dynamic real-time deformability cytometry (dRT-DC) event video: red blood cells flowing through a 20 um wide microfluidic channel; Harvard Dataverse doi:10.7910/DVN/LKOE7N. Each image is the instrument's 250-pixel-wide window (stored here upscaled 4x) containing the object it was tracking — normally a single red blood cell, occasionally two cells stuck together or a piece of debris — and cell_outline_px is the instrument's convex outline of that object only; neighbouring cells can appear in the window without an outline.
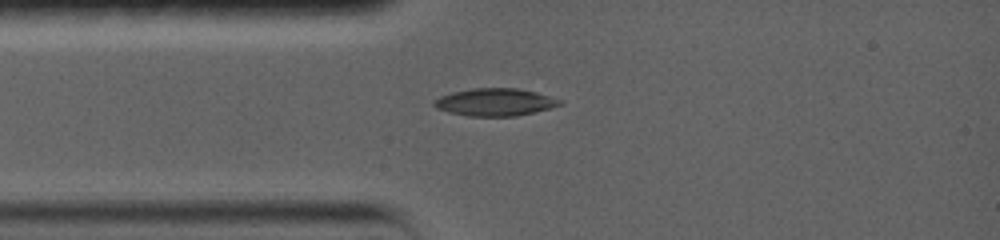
{"species": "common noctule bat (a hibernating species)", "species_latin": "Nyctalus noctula", "temperature_condition": "warm", "stored_images_in_passage": 29, "camera_frame_rate_fps": 5000, "um_per_image_px": 0.085, "animal": {"sex": "female", "body_mass_g": 19.0, "forearm_length_mm": 56.7}, "frame": {"image": 1, "passage_image": 1, "time_ms": 0.0, "image_size_px": [1000, 240], "cell_outline_px": [[564, 104], [516, 116], [468, 116], [448, 112], [436, 108], [432, 104], [432, 100], [440, 96], [452, 92], [472, 88], [520, 88], [536, 92], [560, 100]], "centroid_in_image_um": [42.02, 8.67], "position_along_channel_um": 43.0, "area_um2": 20.11}}
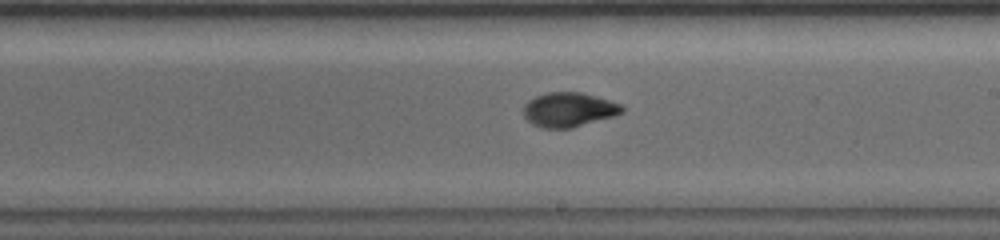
{"frame": {"image": 2, "passage_image": 13, "time_ms": 5.4, "image_size_px": [1000, 240], "cell_outline_px": [[624, 112], [612, 116], [572, 128], [544, 128], [532, 124], [524, 116], [524, 104], [528, 100], [536, 96], [548, 92], [580, 92], [596, 96], [620, 104], [624, 108]], "centroid_in_image_um": [48.33, 9.32], "position_along_channel_um": 240.7, "area_um2": 19.59}}
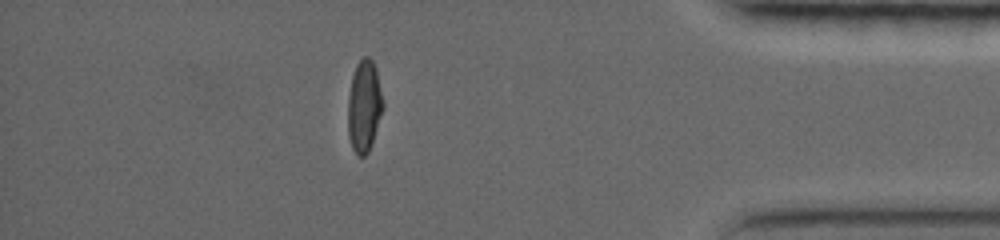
{"frame": {"image": 3, "passage_image": 25, "time_ms": 10.8, "image_size_px": [1000, 240], "cell_outline_px": [[384, 108], [372, 144], [368, 152], [364, 156], [356, 156], [352, 148], [348, 136], [348, 96], [352, 76], [356, 64], [364, 56], [368, 56], [372, 60], [376, 68], [384, 100]], "centroid_in_image_um": [30.97, 9.03], "position_along_channel_um": 404.2, "area_um2": 19.19}, "authors_computed_cell_mechanics": {"area_um2": 18.9584, "velocity_mm_per_s": 3.7075, "shape_relaxation_time_tau1_ms": 6.5821, "shape_relaxation_time_tau2_ms": 1.2584, "deformation_change_tau1": 0.2788, "deformation_change_tau2": 0.0481}}